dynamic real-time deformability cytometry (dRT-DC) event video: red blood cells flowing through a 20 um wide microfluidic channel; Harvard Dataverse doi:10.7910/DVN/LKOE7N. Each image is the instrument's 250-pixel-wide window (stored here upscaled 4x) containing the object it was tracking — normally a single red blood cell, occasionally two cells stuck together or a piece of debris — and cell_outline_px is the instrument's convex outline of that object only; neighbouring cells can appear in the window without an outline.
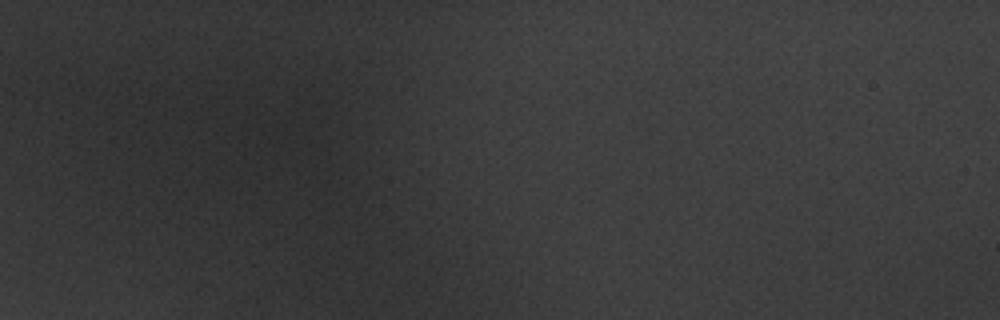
{"species": "common noctule bat (a hibernating species)", "species_latin": "Nyctalus noctula", "temperature_condition": "warm", "stored_images_in_passage": 2, "camera_frame_rate_fps": 3000, "um_per_image_px": 0.085, "animal": {"sex": "male", "body_mass_g": 20.1, "forearm_length_mm": 53.5}, "frame": {"image": 1, "passage_image": 1, "time_ms": 0.0, "image_size_px": [1000, 320], "cell_outline_px": [[328, 156], [308, 176], [296, 172], [284, 148], [276, 128], [288, 120], [324, 144]], "centroid_in_image_um": [25.64, 12.6], "position_along_channel_um": 59.4, "area_um2": 11.5}}